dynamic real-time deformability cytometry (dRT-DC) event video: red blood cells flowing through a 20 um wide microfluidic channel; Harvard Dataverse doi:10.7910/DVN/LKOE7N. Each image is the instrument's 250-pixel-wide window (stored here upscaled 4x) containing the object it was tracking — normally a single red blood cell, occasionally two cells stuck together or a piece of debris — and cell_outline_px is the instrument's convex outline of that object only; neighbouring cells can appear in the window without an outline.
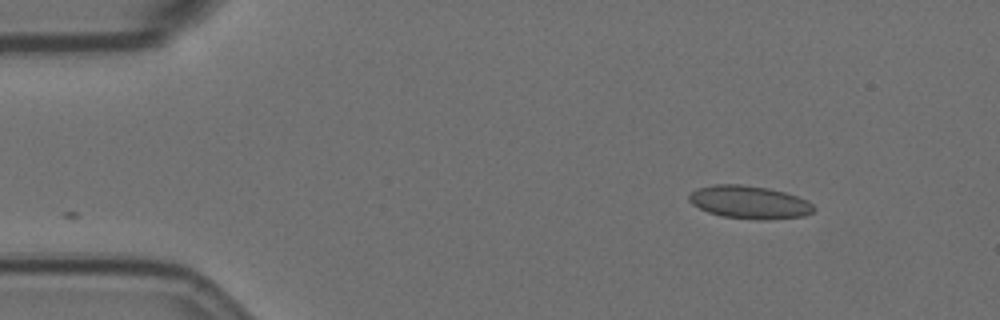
{"species": "Egyptian fruit bat (a non-hibernating species)", "species_latin": "Rousettus aegyptiacus", "temperature_condition": "room temperature", "stored_images_in_passage": 15, "camera_frame_rate_fps": 3000, "um_per_image_px": 0.085, "animal": {"sex": "female"}, "frame": {"image": 1, "passage_image": 1, "time_ms": 0.0, "image_size_px": [1000, 320], "cell_outline_px": [[816, 208], [812, 212], [804, 216], [768, 220], [756, 220], [720, 216], [708, 212], [692, 204], [688, 200], [688, 196], [692, 192], [700, 188], [712, 184], [740, 184], [768, 188], [784, 192], [808, 200]], "centroid_in_image_um": [63.71, 17.2], "position_along_channel_um": 21.3, "area_um2": 24.04}}
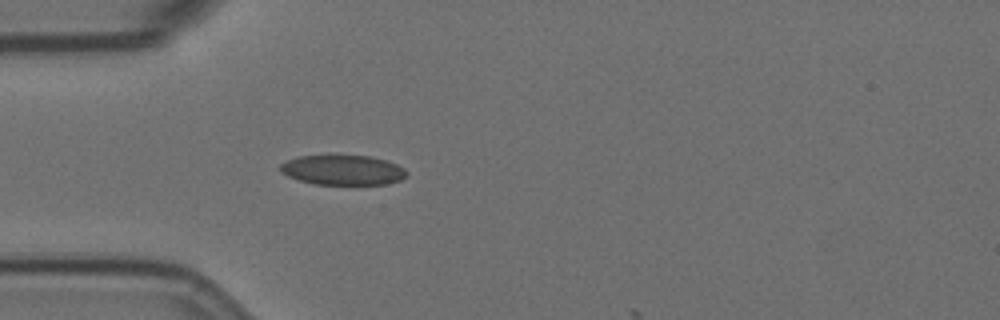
{"frame": {"image": 2, "passage_image": 10, "time_ms": 3.0, "image_size_px": [1000, 320], "cell_outline_px": [[408, 176], [400, 180], [388, 184], [312, 184], [288, 176], [280, 172], [280, 164], [296, 156], [368, 156], [384, 160], [396, 164], [404, 168], [408, 172]], "centroid_in_image_um": [29.14, 14.46], "position_along_channel_um": 55.9, "area_um2": 21.91}}
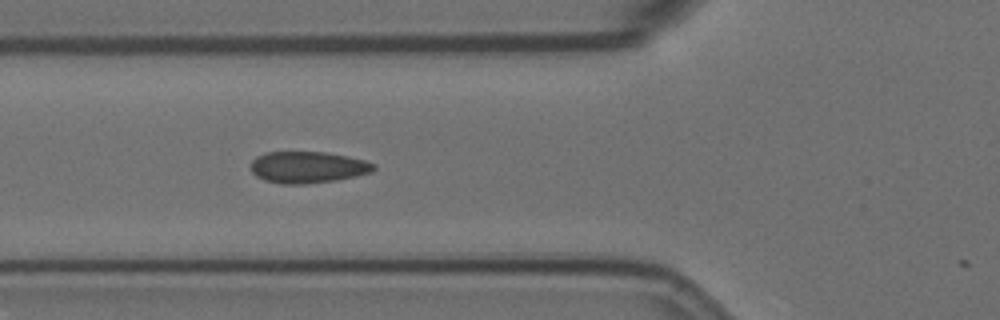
{"frame": {"image": 3, "passage_image": 14, "time_ms": 4.333, "image_size_px": [1000, 320], "cell_outline_px": [[376, 168], [372, 172], [356, 176], [336, 180], [304, 184], [280, 184], [264, 180], [256, 176], [252, 172], [252, 160], [256, 156], [264, 152], [324, 152], [348, 156], [364, 160], [376, 164]], "centroid_in_image_um": [26.16, 14.21], "position_along_channel_um": 99.6, "area_um2": 22.72}}